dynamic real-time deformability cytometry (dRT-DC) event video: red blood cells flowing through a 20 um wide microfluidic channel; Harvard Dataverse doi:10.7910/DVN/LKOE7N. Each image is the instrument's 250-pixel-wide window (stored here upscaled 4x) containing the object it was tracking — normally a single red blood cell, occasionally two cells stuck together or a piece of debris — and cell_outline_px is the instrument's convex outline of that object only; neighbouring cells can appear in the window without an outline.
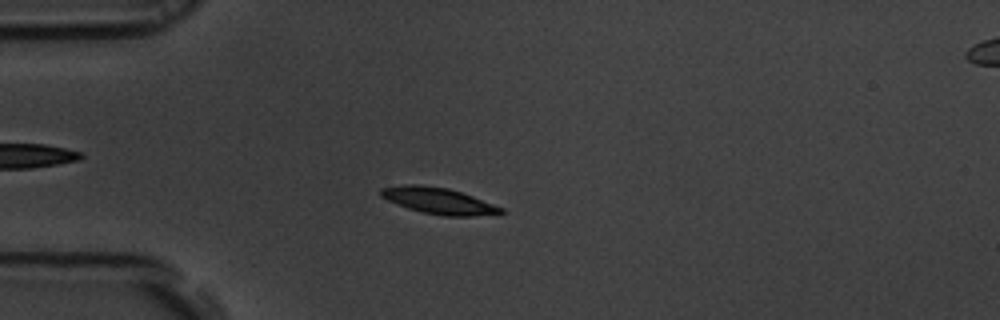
{"species": "common noctule bat (a hibernating species)", "species_latin": "Nyctalus noctula", "temperature_condition": "room temperature", "stored_images_in_passage": 54, "camera_frame_rate_fps": 3000, "um_per_image_px": 0.085, "animal": {"sex": "male", "body_mass_g": 19.5, "forearm_length_mm": 54.6}, "frame": {"image": 1, "passage_image": 13, "time_ms": 4.0, "image_size_px": [1000, 320], "cell_outline_px": [[504, 212], [500, 216], [444, 216], [420, 212], [396, 204], [380, 196], [380, 188], [404, 184], [420, 184], [448, 188], [472, 196], [504, 208]], "centroid_in_image_um": [37.32, 17.08], "position_along_channel_um": 47.7, "area_um2": 18.73}}
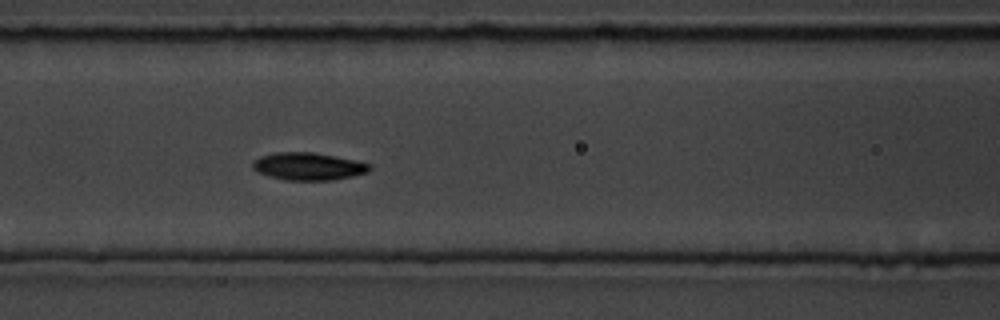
{"frame": {"image": 2, "passage_image": 22, "time_ms": 7.0, "image_size_px": [1000, 320], "cell_outline_px": [[372, 168], [368, 172], [352, 176], [332, 180], [284, 180], [256, 172], [252, 168], [252, 164], [260, 156], [276, 152], [312, 152], [372, 164]], "centroid_in_image_um": [26.19, 14.15], "position_along_channel_um": 140.4, "area_um2": 18.61}}
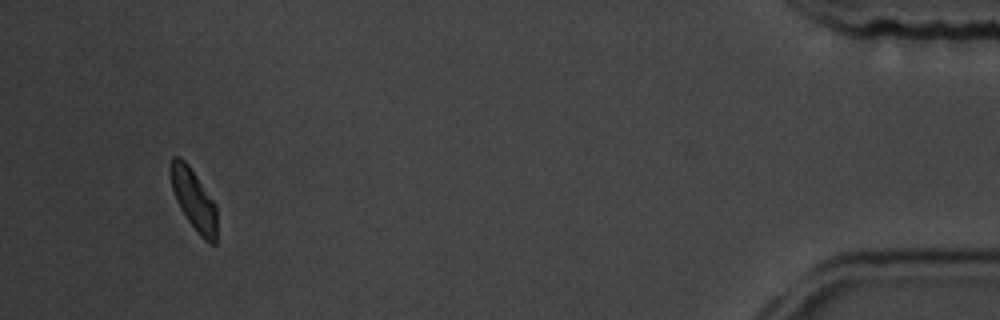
{"frame": {"image": 3, "passage_image": 51, "time_ms": 16.667, "image_size_px": [1000, 320], "cell_outline_px": [[216, 244], [208, 244], [196, 232], [180, 208], [176, 200], [172, 188], [168, 172], [168, 168], [172, 156], [180, 156], [188, 164], [216, 204]], "centroid_in_image_um": [16.44, 16.95], "position_along_channel_um": 418.8, "area_um2": 16.7}, "authors_computed_cell_mechanics": {"area_um2": 17.8602, "velocity_mm_per_s": 3.6447, "shape_relaxation_time_tau1_ms": 1.9627, "shape_relaxation_time_tau2_ms": 3.8034, "deformation_change_tau1": 0.1043, "deformation_change_tau2": 0.066}}